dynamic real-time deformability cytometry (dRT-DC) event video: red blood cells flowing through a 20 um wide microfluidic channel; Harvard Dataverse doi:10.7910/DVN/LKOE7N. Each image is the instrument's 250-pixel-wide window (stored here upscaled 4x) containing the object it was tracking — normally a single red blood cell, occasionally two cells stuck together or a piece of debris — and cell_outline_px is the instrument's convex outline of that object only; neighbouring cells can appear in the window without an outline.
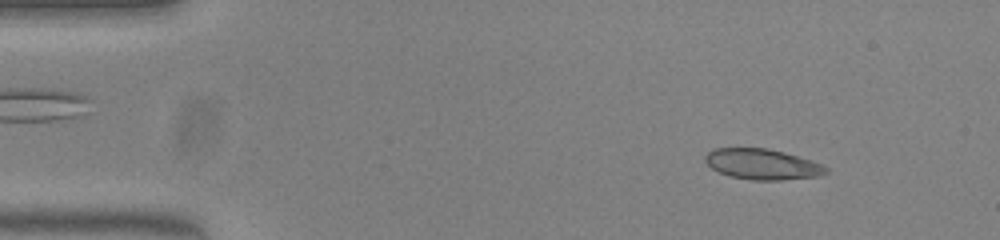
{"species": "common noctule bat (a hibernating species)", "species_latin": "Nyctalus noctula", "temperature_condition": "warm", "stored_images_in_passage": 51, "camera_frame_rate_fps": 3000, "um_per_image_px": 0.085, "animal": {"sex": "female", "body_mass_g": 23.0, "forearm_length_mm": 53.4}, "frame": {"image": 1, "passage_image": 6, "time_ms": 1.667, "image_size_px": [1000, 240], "cell_outline_px": [[828, 172], [820, 176], [780, 180], [752, 180], [728, 176], [712, 168], [704, 160], [704, 156], [712, 148], [764, 148], [784, 152], [820, 164], [828, 168]], "centroid_in_image_um": [64.76, 13.96], "position_along_channel_um": 20.2, "area_um2": 21.39}}
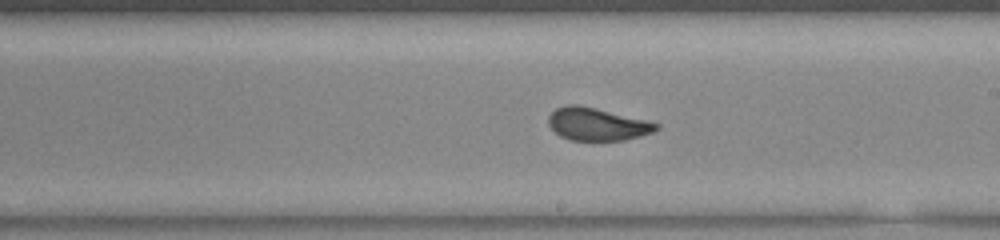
{"frame": {"image": 2, "passage_image": 29, "time_ms": 9.333, "image_size_px": [1000, 240], "cell_outline_px": [[660, 128], [652, 132], [640, 136], [624, 140], [572, 140], [560, 136], [548, 124], [548, 116], [556, 108], [568, 104], [576, 104], [648, 120], [660, 124]], "centroid_in_image_um": [50.77, 10.55], "position_along_channel_um": 238.2, "area_um2": 20.4}}
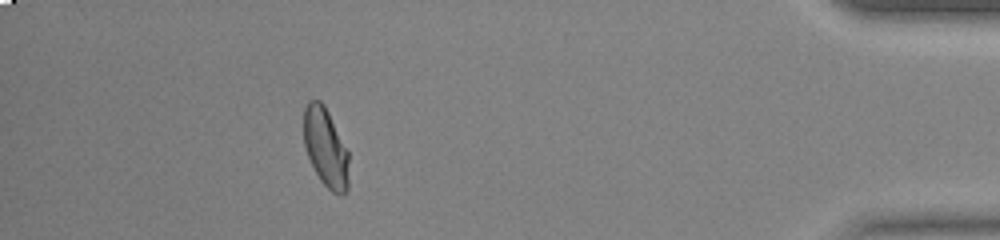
{"frame": {"image": 3, "passage_image": 46, "time_ms": 15.0, "image_size_px": [1000, 240], "cell_outline_px": [[348, 188], [344, 196], [340, 196], [332, 192], [320, 180], [308, 156], [304, 144], [304, 108], [308, 100], [320, 100], [324, 104], [348, 152]], "centroid_in_image_um": [27.68, 12.56], "position_along_channel_um": 407.5, "area_um2": 20.63}, "authors_computed_cell_mechanics": {"area_um2": 21.1548, "velocity_mm_per_s": 3.9695, "shape_relaxation_time_tau1_ms": 10.8434, "shape_relaxation_time_tau2_ms": null, "deformation_change_tau1": 0.2717, "deformation_change_tau2": null}}